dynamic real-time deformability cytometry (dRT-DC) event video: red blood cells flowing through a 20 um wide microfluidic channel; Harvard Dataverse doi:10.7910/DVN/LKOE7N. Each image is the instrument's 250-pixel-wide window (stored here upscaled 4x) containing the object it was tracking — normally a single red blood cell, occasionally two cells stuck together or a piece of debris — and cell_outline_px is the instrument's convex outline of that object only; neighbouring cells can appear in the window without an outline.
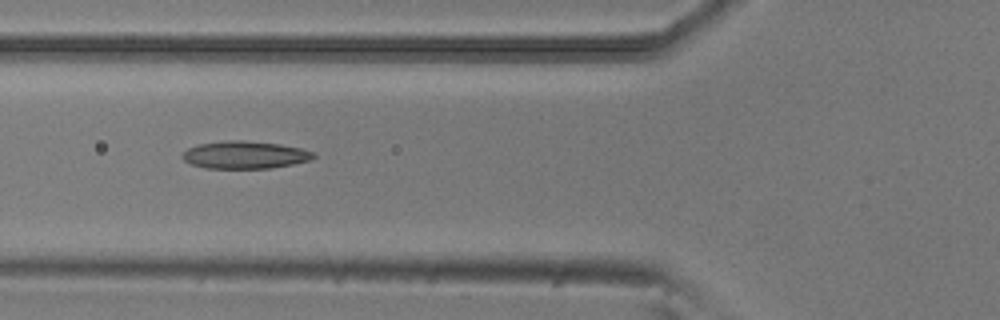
{"species": "common noctule bat (a hibernating species)", "species_latin": "Nyctalus noctula", "temperature_condition": "room temperature", "stored_images_in_passage": 6, "camera_frame_rate_fps": 3000, "um_per_image_px": 0.085, "animal": {"sex": "male", "body_mass_g": 20.5, "forearm_length_mm": 52.5}, "frame": {"image": 1, "passage_image": 6, "time_ms": 1.667, "image_size_px": [1000, 320], "cell_outline_px": [[316, 156], [312, 160], [272, 168], [204, 168], [192, 164], [184, 160], [180, 156], [188, 148], [200, 144], [228, 140], [240, 140], [280, 144], [300, 148], [312, 152]], "centroid_in_image_um": [20.81, 13.17], "position_along_channel_um": 105.0, "area_um2": 20.92}}